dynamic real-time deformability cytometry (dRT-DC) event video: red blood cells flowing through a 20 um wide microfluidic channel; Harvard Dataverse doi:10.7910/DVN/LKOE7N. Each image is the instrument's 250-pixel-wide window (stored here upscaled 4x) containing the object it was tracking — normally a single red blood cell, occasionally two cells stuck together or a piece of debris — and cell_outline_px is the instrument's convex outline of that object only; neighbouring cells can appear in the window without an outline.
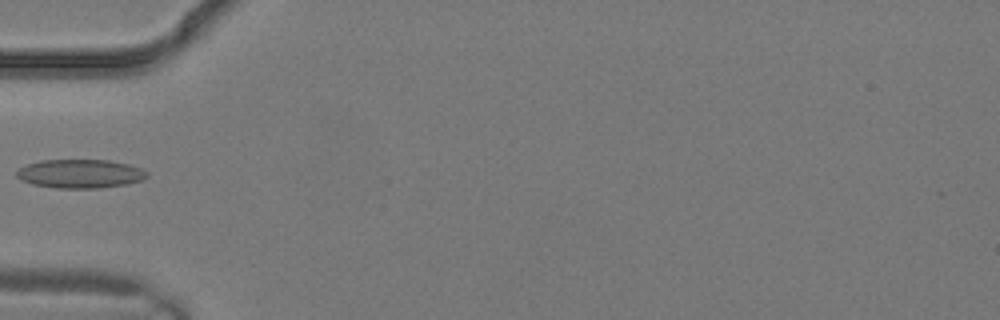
{"species": "common noctule bat (a hibernating species)", "species_latin": "Nyctalus noctula", "temperature_condition": "warm", "stored_images_in_passage": 2, "camera_frame_rate_fps": 3000, "um_per_image_px": 0.085, "animal": {"sex": "male", "body_mass_g": 19.2, "forearm_length_mm": 51.8}, "frame": {"image": 1, "passage_image": 2, "time_ms": 0.333, "image_size_px": [1000, 320], "cell_outline_px": [[148, 176], [140, 180], [124, 184], [100, 188], [56, 188], [32, 184], [20, 180], [16, 176], [16, 172], [20, 168], [28, 164], [40, 160], [108, 160], [128, 164], [140, 168], [148, 172]], "centroid_in_image_um": [6.78, 14.76], "position_along_channel_um": 78.2, "area_um2": 21.73}}